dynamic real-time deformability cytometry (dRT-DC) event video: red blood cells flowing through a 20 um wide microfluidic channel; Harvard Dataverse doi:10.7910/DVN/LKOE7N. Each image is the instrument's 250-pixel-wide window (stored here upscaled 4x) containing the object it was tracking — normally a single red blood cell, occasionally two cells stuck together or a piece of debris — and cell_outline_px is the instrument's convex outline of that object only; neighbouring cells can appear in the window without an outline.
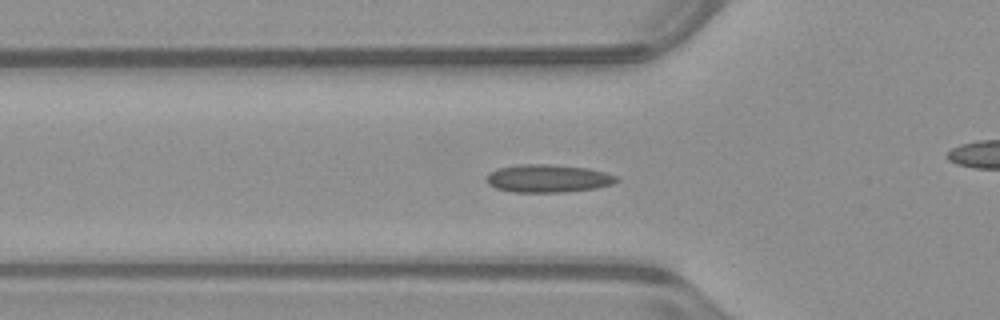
{"species": "common noctule bat (a hibernating species)", "species_latin": "Nyctalus noctula", "temperature_condition": "warm", "stored_images_in_passage": 53, "camera_frame_rate_fps": 3000, "um_per_image_px": 0.085, "animal": {"sex": "male", "body_mass_g": 23.1, "forearm_length_mm": 52.7}, "frame": {"image": 1, "passage_image": 17, "time_ms": 5.333, "image_size_px": [1000, 320], "cell_outline_px": [[620, 180], [612, 184], [596, 188], [564, 192], [512, 192], [496, 188], [488, 184], [484, 180], [488, 172], [496, 168], [520, 164], [548, 164], [588, 168], [620, 176]], "centroid_in_image_um": [46.56, 15.16], "position_along_channel_um": 79.2, "area_um2": 21.44}}
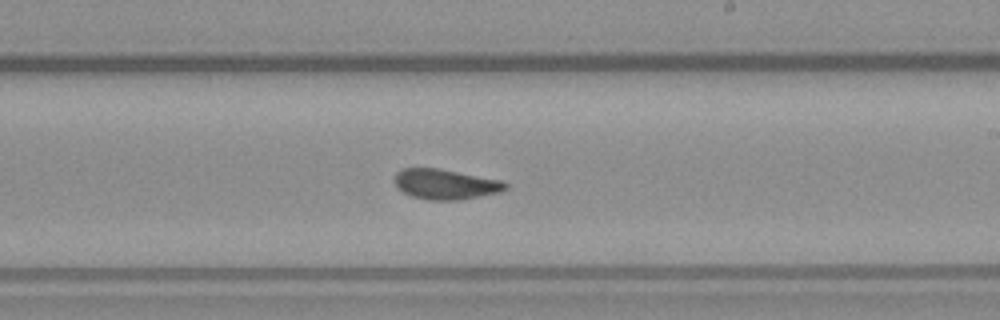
{"frame": {"image": 2, "passage_image": 30, "time_ms": 9.667, "image_size_px": [1000, 320], "cell_outline_px": [[508, 188], [500, 192], [460, 200], [428, 200], [412, 196], [396, 188], [396, 172], [400, 168], [440, 168], [500, 180], [508, 184]], "centroid_in_image_um": [37.86, 15.65], "position_along_channel_um": 251.1, "area_um2": 19.54}}
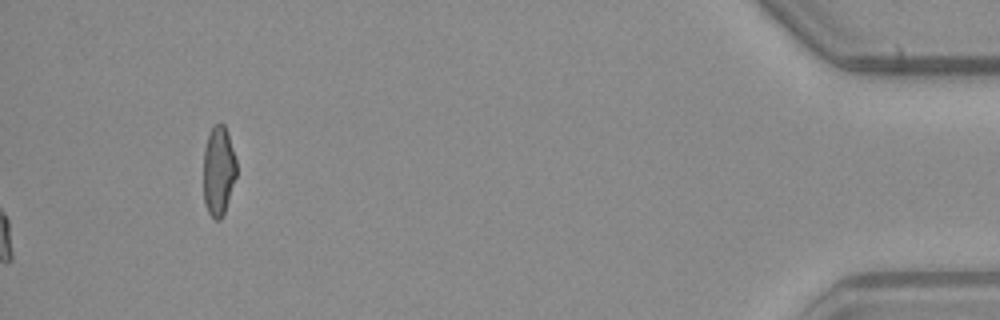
{"frame": {"image": 3, "passage_image": 53, "time_ms": 17.333, "image_size_px": [1000, 320], "cell_outline_px": [[236, 176], [224, 212], [220, 220], [216, 220], [208, 212], [204, 204], [204, 148], [208, 132], [220, 120], [224, 124], [228, 132], [236, 160]], "centroid_in_image_um": [18.57, 14.47], "position_along_channel_um": 416.6, "area_um2": 17.28}, "authors_computed_cell_mechanics": {"area_um2": 19.363, "velocity_mm_per_s": 3.9543, "shape_relaxation_time_tau1_ms": null, "shape_relaxation_time_tau2_ms": 1.907, "deformation_change_tau1": null, "deformation_change_tau2": 0.0585}}